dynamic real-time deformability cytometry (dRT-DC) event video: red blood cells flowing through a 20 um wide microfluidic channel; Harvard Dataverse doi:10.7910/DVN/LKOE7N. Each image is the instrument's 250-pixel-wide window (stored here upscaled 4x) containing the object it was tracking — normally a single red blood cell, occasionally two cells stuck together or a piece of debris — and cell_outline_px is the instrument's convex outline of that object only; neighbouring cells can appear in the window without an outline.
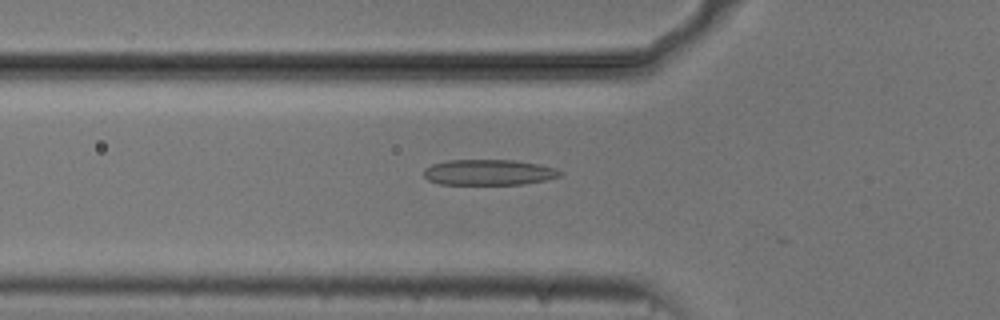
{"species": "common noctule bat (a hibernating species)", "species_latin": "Nyctalus noctula", "temperature_condition": "cold", "stored_images_in_passage": 28, "camera_frame_rate_fps": 3000, "um_per_image_px": 0.085, "animal": {"sex": "male", "body_mass_g": 20.5, "forearm_length_mm": 52.5}, "frame": {"image": 1, "passage_image": 18, "time_ms": 5.667, "image_size_px": [1000, 320], "cell_outline_px": [[564, 172], [560, 176], [544, 180], [524, 184], [440, 184], [428, 180], [424, 176], [424, 168], [432, 164], [448, 160], [512, 160], [536, 164], [556, 168]], "centroid_in_image_um": [41.53, 14.65], "position_along_channel_um": 84.3, "area_um2": 20.29}}
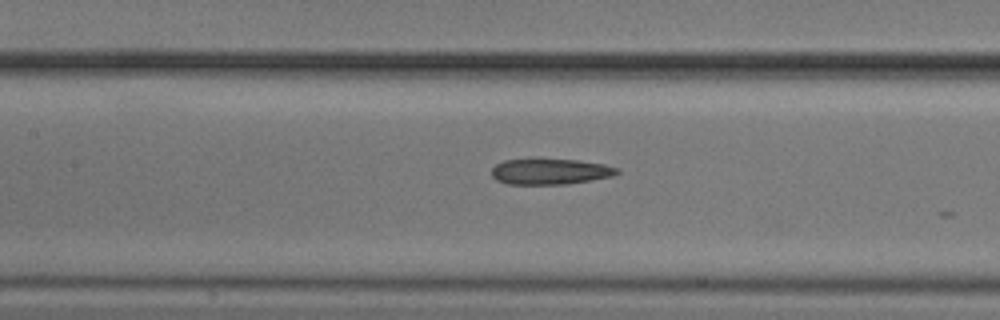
{"frame": {"image": 2, "passage_image": 24, "time_ms": 7.667, "image_size_px": [1000, 320], "cell_outline_px": [[620, 172], [612, 176], [568, 184], [508, 184], [496, 180], [492, 176], [492, 168], [496, 164], [504, 160], [536, 156], [580, 160], [604, 164], [620, 168]], "centroid_in_image_um": [46.74, 14.53], "position_along_channel_um": 160.7, "area_um2": 19.77}}
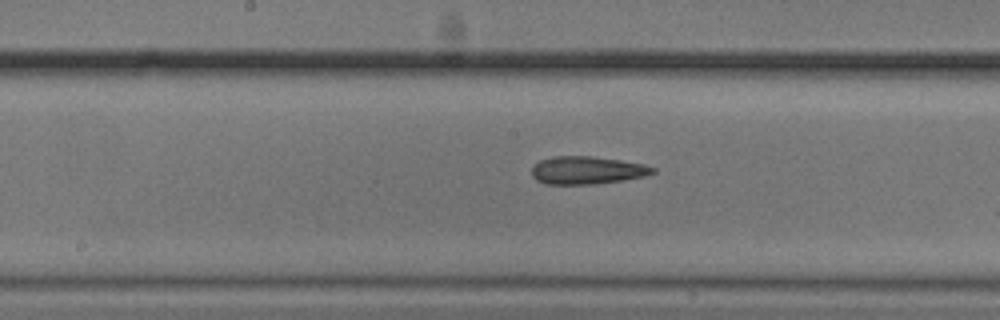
{"frame": {"image": 3, "passage_image": 27, "time_ms": 8.667, "image_size_px": [1000, 320], "cell_outline_px": [[656, 172], [644, 176], [624, 180], [592, 184], [544, 184], [536, 180], [532, 176], [532, 168], [540, 160], [556, 156], [592, 156], [620, 160], [644, 164], [656, 168]], "centroid_in_image_um": [49.91, 14.47], "position_along_channel_um": 198.3, "area_um2": 19.59}}